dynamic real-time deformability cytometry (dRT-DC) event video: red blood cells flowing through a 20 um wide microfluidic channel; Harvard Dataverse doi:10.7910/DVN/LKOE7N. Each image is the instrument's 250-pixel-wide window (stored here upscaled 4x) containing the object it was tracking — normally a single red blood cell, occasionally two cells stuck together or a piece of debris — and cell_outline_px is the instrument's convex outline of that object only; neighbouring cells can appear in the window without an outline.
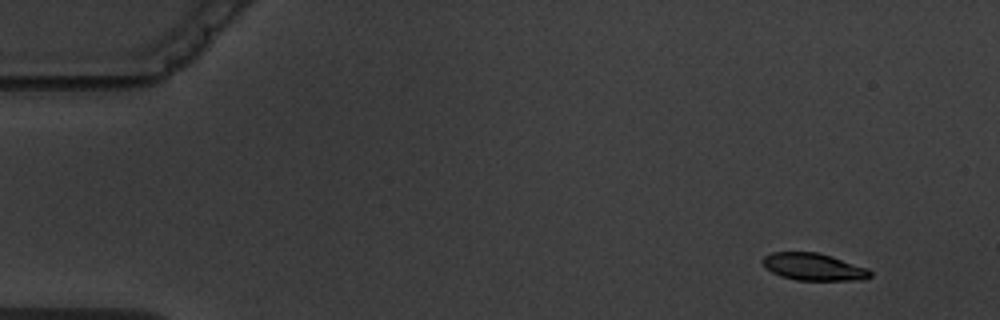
{"species": "common noctule bat (a hibernating species)", "species_latin": "Nyctalus noctula", "temperature_condition": "warm", "stored_images_in_passage": 9, "camera_frame_rate_fps": 3000, "um_per_image_px": 0.085, "animal": {"sex": "male", "body_mass_g": 19.5, "forearm_length_mm": 54.6}, "frame": {"image": 1, "passage_image": 1, "time_ms": 0.0, "image_size_px": [1000, 320], "cell_outline_px": [[872, 276], [864, 280], [796, 280], [780, 276], [772, 272], [760, 260], [764, 256], [772, 252], [816, 252], [832, 256], [868, 268], [872, 272]], "centroid_in_image_um": [69.18, 22.68], "position_along_channel_um": 15.8, "area_um2": 17.11}}
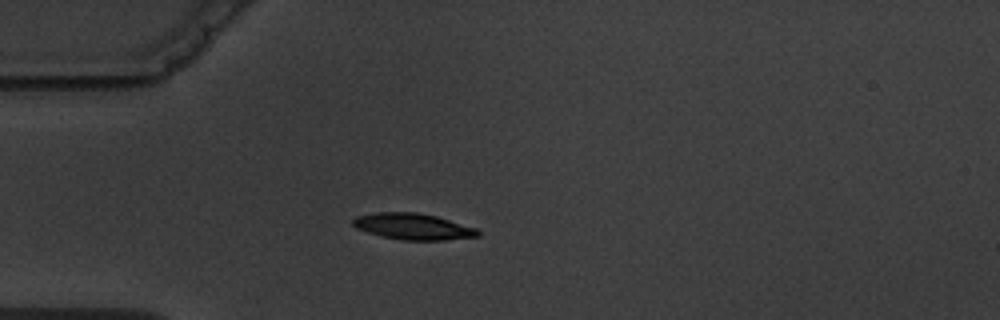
{"frame": {"image": 2, "passage_image": 4, "time_ms": 3.667, "image_size_px": [1000, 320], "cell_outline_px": [[480, 236], [444, 240], [400, 240], [380, 236], [356, 228], [352, 224], [352, 220], [356, 216], [376, 212], [416, 212], [436, 216], [476, 228], [480, 232]], "centroid_in_image_um": [35.09, 19.25], "position_along_channel_um": 49.9, "area_um2": 19.13}}
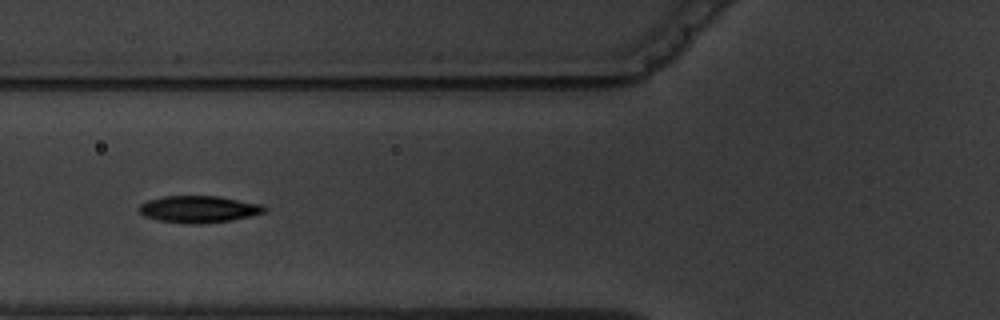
{"frame": {"image": 3, "passage_image": 6, "time_ms": 5.667, "image_size_px": [1000, 320], "cell_outline_px": [[268, 208], [264, 212], [232, 220], [200, 224], [184, 224], [160, 220], [144, 216], [136, 208], [140, 204], [148, 200], [164, 196], [220, 196], [260, 204]], "centroid_in_image_um": [16.86, 17.78], "position_along_channel_um": 108.9, "area_um2": 19.65}}